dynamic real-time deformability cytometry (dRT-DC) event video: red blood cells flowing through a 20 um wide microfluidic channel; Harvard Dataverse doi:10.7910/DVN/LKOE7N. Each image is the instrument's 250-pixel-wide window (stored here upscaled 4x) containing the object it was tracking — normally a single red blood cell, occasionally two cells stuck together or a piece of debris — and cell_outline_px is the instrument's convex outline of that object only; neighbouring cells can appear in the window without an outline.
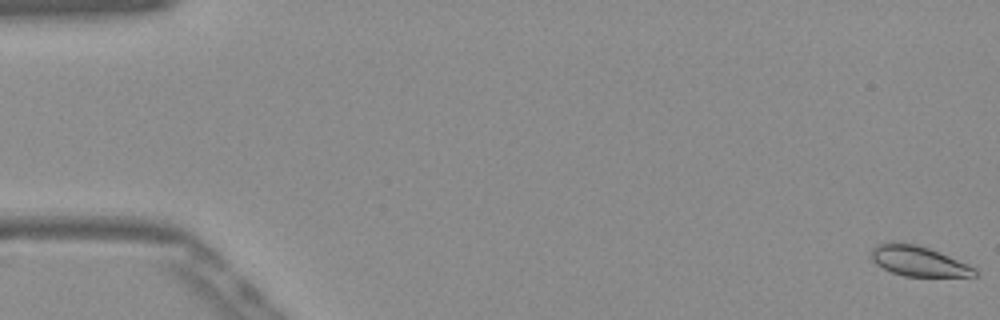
{"species": "Egyptian fruit bat (a non-hibernating species)", "species_latin": "Rousettus aegyptiacus", "temperature_condition": "warm", "stored_images_in_passage": 54, "camera_frame_rate_fps": 3000, "um_per_image_px": 0.085, "frame": {"image": 1, "passage_image": 1, "time_ms": 0.0, "image_size_px": [1000, 320], "cell_outline_px": [[976, 276], [904, 276], [892, 272], [876, 264], [868, 256], [872, 248], [876, 244], [888, 240], [892, 240], [916, 244], [940, 252], [968, 264], [976, 268]], "centroid_in_image_um": [77.99, 22.15], "position_along_channel_um": 7.0, "area_um2": 18.5}}
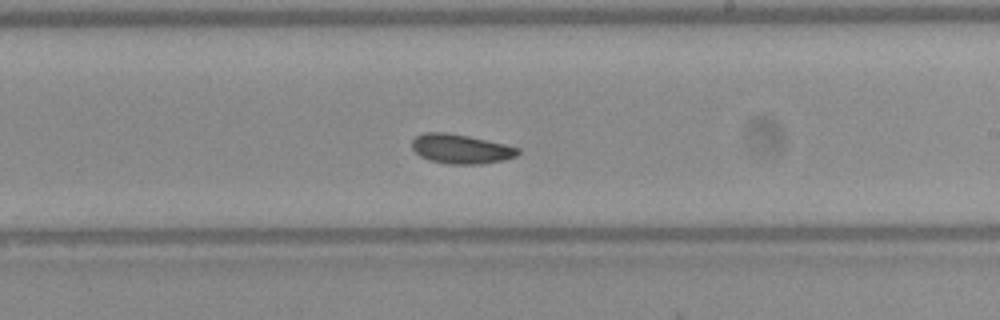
{"frame": {"image": 2, "passage_image": 32, "time_ms": 10.333, "image_size_px": [1000, 320], "cell_outline_px": [[520, 152], [516, 156], [504, 160], [480, 164], [448, 164], [428, 160], [420, 156], [412, 148], [412, 140], [416, 136], [424, 132], [444, 132], [468, 136], [504, 144], [520, 148]], "centroid_in_image_um": [39.16, 12.66], "position_along_channel_um": 249.8, "area_um2": 18.15}}
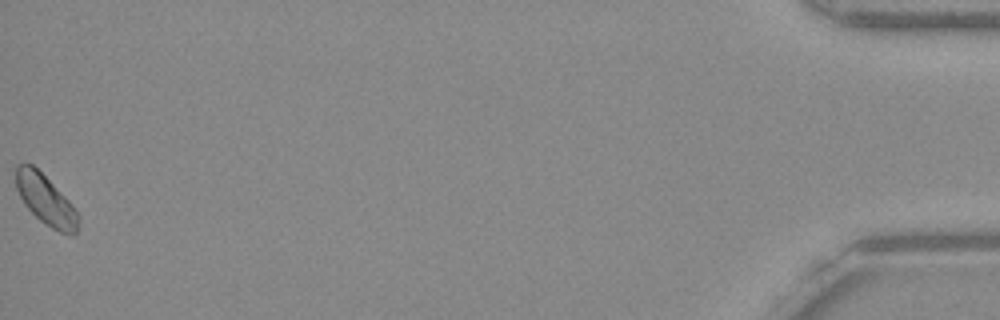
{"frame": {"image": 3, "passage_image": 54, "time_ms": 17.667, "image_size_px": [1000, 320], "cell_outline_px": [[80, 220], [76, 232], [72, 236], [60, 232], [52, 228], [40, 220], [24, 204], [16, 188], [16, 168], [20, 164], [32, 164], [68, 200], [80, 216]], "centroid_in_image_um": [3.9, 17.03], "position_along_channel_um": 431.3, "area_um2": 17.74}}